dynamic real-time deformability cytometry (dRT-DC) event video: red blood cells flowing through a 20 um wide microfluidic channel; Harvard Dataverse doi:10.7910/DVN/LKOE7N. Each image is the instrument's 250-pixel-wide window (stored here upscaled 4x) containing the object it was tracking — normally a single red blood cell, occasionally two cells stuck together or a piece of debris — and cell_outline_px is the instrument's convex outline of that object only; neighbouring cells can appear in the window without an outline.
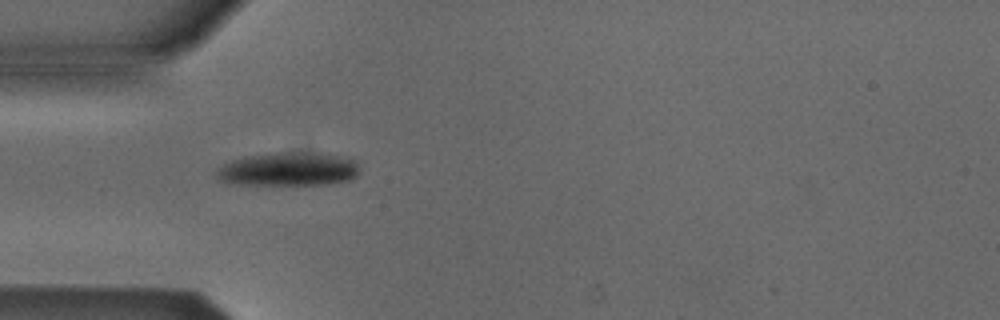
{"species": "Egyptian fruit bat (a non-hibernating species)", "species_latin": "Rousettus aegyptiacus", "temperature_condition": "cold", "stored_images_in_passage": 8, "camera_frame_rate_fps": 3000, "um_per_image_px": 0.085, "animal": {"sex": "male"}, "frame": {"image": 1, "passage_image": 4, "time_ms": 4.667, "image_size_px": [1000, 320], "cell_outline_px": [[360, 172], [352, 180], [332, 184], [236, 184], [220, 180], [216, 176], [216, 168], [232, 160], [244, 156], [276, 152], [304, 152], [340, 156], [356, 160], [360, 168]], "centroid_in_image_um": [24.55, 14.38], "position_along_channel_um": 60.5, "area_um2": 28.21}}
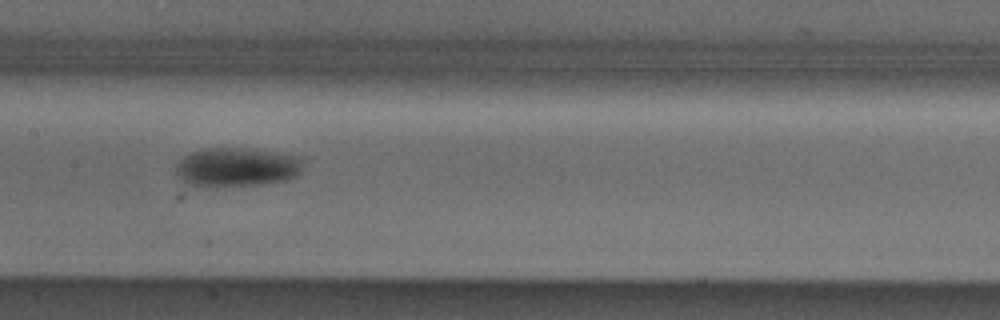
{"frame": {"image": 2, "passage_image": 7, "time_ms": 8.0, "image_size_px": [1000, 320], "cell_outline_px": [[300, 172], [296, 176], [284, 180], [264, 184], [216, 188], [188, 184], [176, 172], [176, 164], [184, 156], [192, 152], [212, 148], [240, 148], [300, 156]], "centroid_in_image_um": [20.09, 14.24], "position_along_channel_um": 187.3, "area_um2": 28.67}}
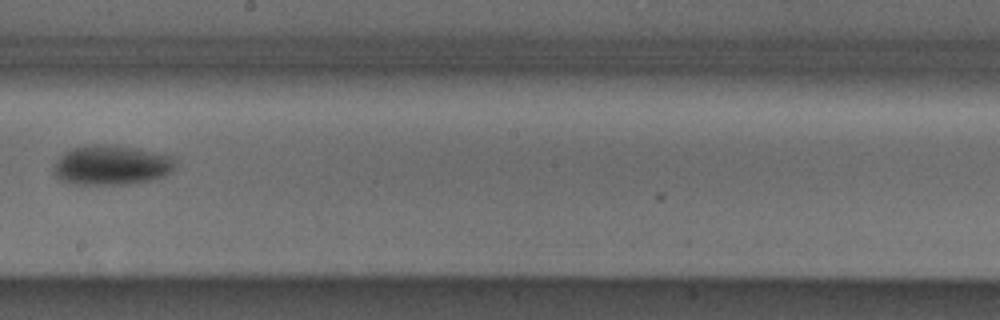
{"frame": {"image": 3, "passage_image": 8, "time_ms": 9.333, "image_size_px": [1000, 320], "cell_outline_px": [[176, 164], [172, 172], [168, 176], [136, 184], [72, 184], [60, 180], [56, 176], [52, 168], [56, 160], [64, 152], [72, 148], [96, 144], [108, 144], [136, 148], [172, 156], [176, 160]], "centroid_in_image_um": [9.5, 14.05], "position_along_channel_um": 238.7, "area_um2": 28.61}}